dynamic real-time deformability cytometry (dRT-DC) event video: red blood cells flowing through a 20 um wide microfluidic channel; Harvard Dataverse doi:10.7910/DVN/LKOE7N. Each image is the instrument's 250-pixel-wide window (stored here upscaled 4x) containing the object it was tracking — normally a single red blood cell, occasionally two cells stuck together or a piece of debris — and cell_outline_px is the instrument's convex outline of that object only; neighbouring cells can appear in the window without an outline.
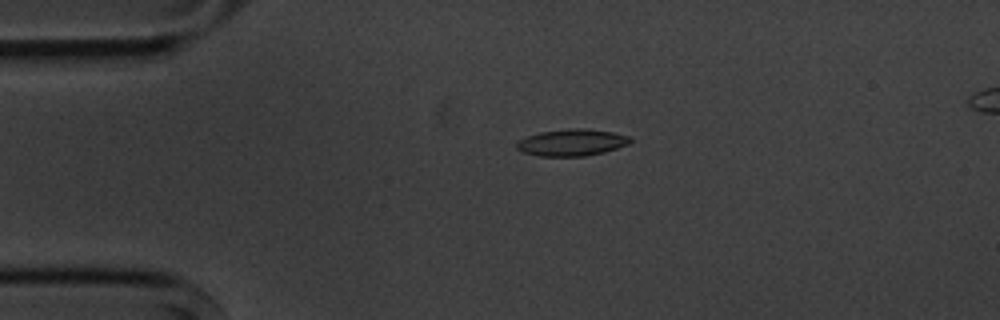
{"species": "common noctule bat (a hibernating species)", "species_latin": "Nyctalus noctula", "temperature_condition": "cold", "stored_images_in_passage": 5, "camera_frame_rate_fps": 3000, "um_per_image_px": 0.085, "animal": {"sex": "male", "body_mass_g": 20.1, "forearm_length_mm": 53.5}, "frame": {"image": 1, "passage_image": 4, "time_ms": 3.333, "image_size_px": [1000, 320], "cell_outline_px": [[632, 140], [628, 144], [604, 152], [584, 156], [540, 156], [524, 152], [516, 148], [516, 144], [520, 140], [528, 136], [540, 132], [568, 128], [584, 128], [612, 132], [628, 136]], "centroid_in_image_um": [48.6, 12.11], "position_along_channel_um": 36.4, "area_um2": 17.51}}